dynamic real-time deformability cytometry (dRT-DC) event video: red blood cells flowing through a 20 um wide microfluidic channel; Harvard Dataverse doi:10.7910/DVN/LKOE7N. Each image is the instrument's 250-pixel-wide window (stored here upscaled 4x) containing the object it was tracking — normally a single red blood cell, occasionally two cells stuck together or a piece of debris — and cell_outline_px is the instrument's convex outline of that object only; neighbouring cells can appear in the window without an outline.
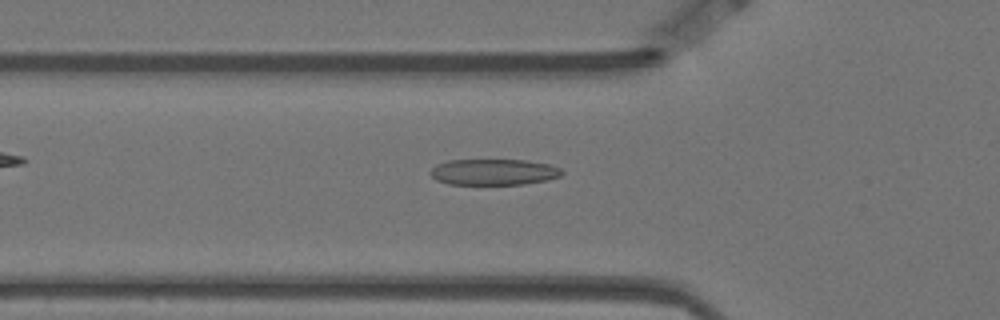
{"species": "Egyptian fruit bat (a non-hibernating species)", "species_latin": "Rousettus aegyptiacus", "temperature_condition": "warm", "stored_images_in_passage": 19, "camera_frame_rate_fps": 3000, "um_per_image_px": 0.085, "animal": {"sex": "female"}, "frame": {"image": 1, "passage_image": 4, "time_ms": 1.0, "image_size_px": [1000, 320], "cell_outline_px": [[564, 172], [560, 176], [548, 180], [524, 184], [448, 184], [436, 180], [432, 176], [432, 168], [436, 164], [448, 160], [524, 160], [548, 164], [560, 168]], "centroid_in_image_um": [41.98, 14.62], "position_along_channel_um": 83.8, "area_um2": 19.88}}
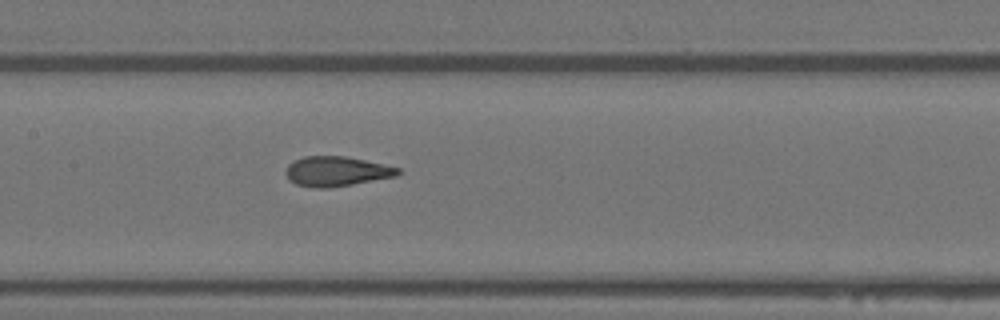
{"frame": {"image": 2, "passage_image": 12, "time_ms": 3.667, "image_size_px": [1000, 320], "cell_outline_px": [[400, 172], [396, 176], [352, 184], [324, 188], [316, 188], [296, 184], [288, 180], [284, 172], [288, 164], [304, 156], [344, 156], [384, 164], [400, 168]], "centroid_in_image_um": [28.57, 14.56], "position_along_channel_um": 178.8, "area_um2": 19.36}}
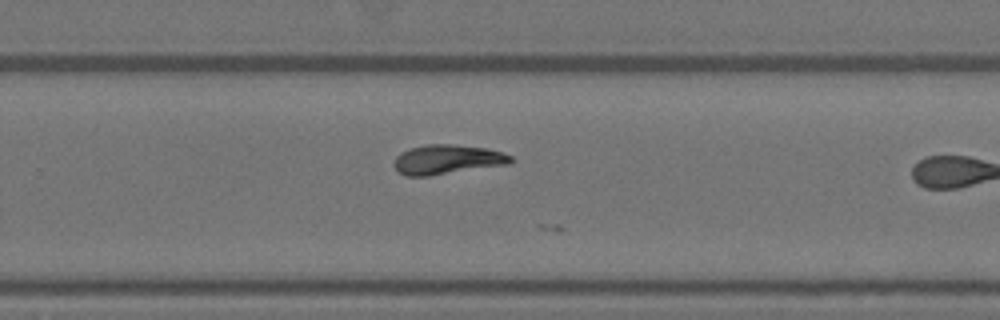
{"frame": {"image": 3, "passage_image": 18, "time_ms": 5.667, "image_size_px": [1000, 320], "cell_outline_px": [[512, 160], [508, 164], [428, 176], [404, 176], [392, 164], [396, 156], [400, 152], [408, 148], [428, 144], [456, 144], [488, 148], [504, 152], [512, 156]], "centroid_in_image_um": [37.99, 13.54], "position_along_channel_um": 291.8, "area_um2": 20.23}}